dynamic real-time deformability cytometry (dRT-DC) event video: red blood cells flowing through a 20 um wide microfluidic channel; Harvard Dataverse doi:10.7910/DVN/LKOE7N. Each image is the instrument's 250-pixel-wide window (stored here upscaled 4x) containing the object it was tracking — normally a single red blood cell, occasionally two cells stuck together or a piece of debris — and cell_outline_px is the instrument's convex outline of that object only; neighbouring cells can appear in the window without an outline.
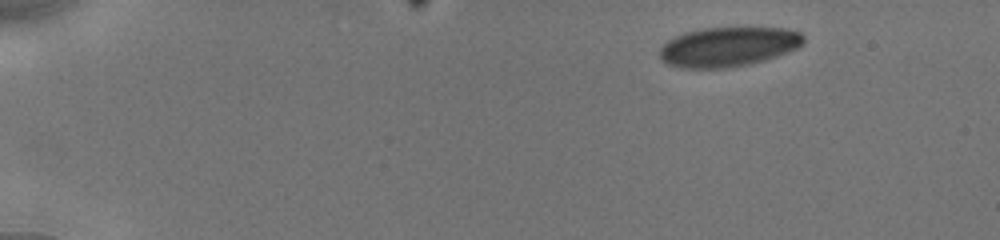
{"species": "human", "species_latin": "Homo sapiens", "temperature_condition": "cold", "stored_images_in_passage": 10, "camera_frame_rate_fps": 3000, "um_per_image_px": 0.085, "donor": {"sex": "male"}, "frame": {"image": 1, "passage_image": 1, "time_ms": 0.0, "image_size_px": [1000, 240], "cell_outline_px": [[804, 40], [796, 48], [776, 56], [764, 60], [748, 64], [724, 68], [680, 68], [668, 64], [660, 56], [660, 48], [668, 40], [684, 32], [704, 28], [784, 28], [800, 32], [804, 36]], "centroid_in_image_um": [61.88, 3.97], "position_along_channel_um": 23.1, "area_um2": 32.83}}
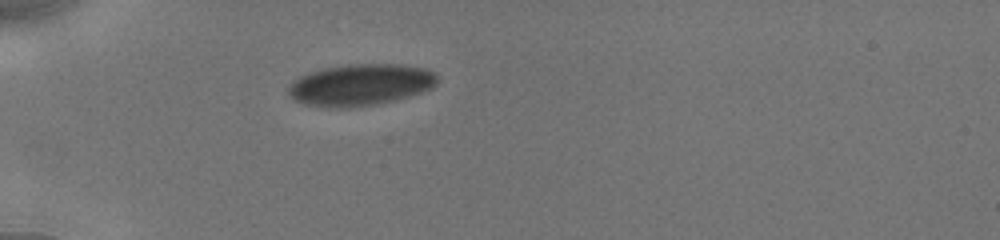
{"frame": {"image": 2, "passage_image": 7, "time_ms": 3.333, "image_size_px": [1000, 240], "cell_outline_px": [[436, 84], [432, 88], [408, 96], [376, 104], [348, 108], [328, 108], [304, 104], [296, 100], [288, 92], [288, 84], [292, 80], [308, 72], [324, 68], [348, 64], [400, 64], [424, 68], [432, 72], [436, 76]], "centroid_in_image_um": [30.58, 7.21], "position_along_channel_um": 54.4, "area_um2": 36.07}}
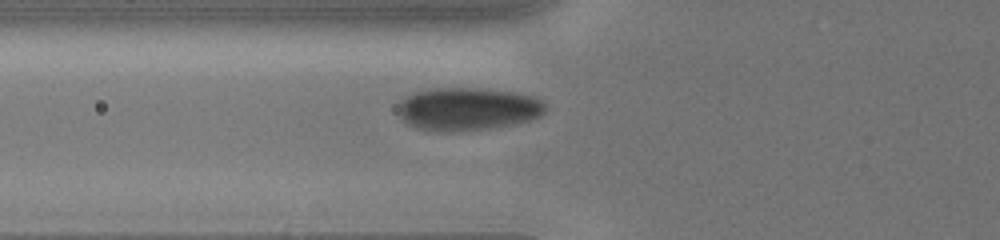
{"frame": {"image": 3, "passage_image": 10, "time_ms": 4.667, "image_size_px": [1000, 240], "cell_outline_px": [[548, 108], [540, 116], [532, 120], [516, 124], [492, 128], [452, 132], [440, 132], [416, 128], [408, 124], [396, 112], [396, 108], [400, 100], [404, 96], [416, 92], [432, 88], [480, 88], [516, 92], [532, 96], [544, 100]], "centroid_in_image_um": [39.76, 9.27], "position_along_channel_um": 86.0, "area_um2": 37.63}}